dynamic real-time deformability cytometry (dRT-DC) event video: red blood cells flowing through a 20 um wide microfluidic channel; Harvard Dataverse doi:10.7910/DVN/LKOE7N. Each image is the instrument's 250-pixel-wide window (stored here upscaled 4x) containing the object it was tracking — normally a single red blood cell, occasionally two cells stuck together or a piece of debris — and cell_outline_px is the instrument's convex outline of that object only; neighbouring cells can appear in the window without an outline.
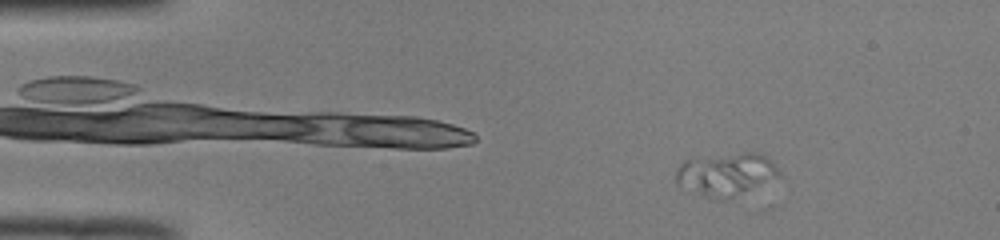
{"species": "common noctule bat (a hibernating species)", "species_latin": "Nyctalus noctula", "temperature_condition": "room temperature", "stored_images_in_passage": 8, "camera_frame_rate_fps": 3000, "um_per_image_px": 0.085, "animal": {"sex": "male", "body_mass_g": 19.0, "forearm_length_mm": 50.8}, "frame": {"image": 1, "passage_image": 1, "time_ms": 0.0, "image_size_px": [1000, 240], "cell_outline_px": [[780, 176], [732, 196], [720, 200], [712, 200], [676, 184], [676, 172], [680, 164], [684, 160], [744, 152], [756, 152], [764, 156], [780, 172]], "centroid_in_image_um": [61.64, 14.81], "position_along_channel_um": 23.4, "area_um2": 24.97}}